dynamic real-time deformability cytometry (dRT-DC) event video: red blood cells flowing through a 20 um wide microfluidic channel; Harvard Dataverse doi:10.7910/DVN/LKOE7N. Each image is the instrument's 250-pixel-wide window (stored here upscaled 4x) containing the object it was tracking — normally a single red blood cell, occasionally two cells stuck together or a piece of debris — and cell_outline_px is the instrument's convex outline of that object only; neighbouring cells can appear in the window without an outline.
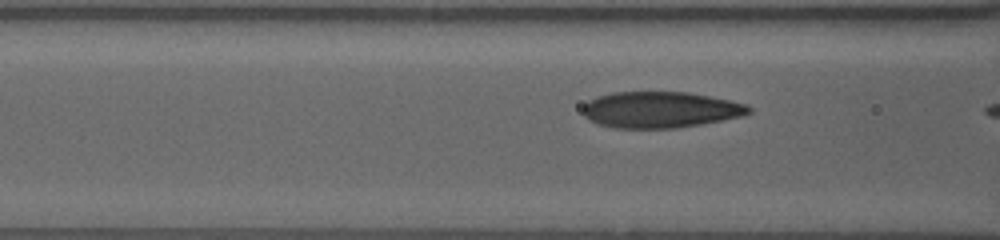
{"species": "human", "species_latin": "Homo sapiens", "temperature_condition": "warm", "stored_images_in_passage": 10, "camera_frame_rate_fps": 3000, "um_per_image_px": 0.085, "donor": {"sex": "female"}, "frame": {"image": 1, "passage_image": 9, "time_ms": 4.0, "image_size_px": [1000, 240], "cell_outline_px": [[752, 112], [740, 116], [700, 124], [676, 128], [616, 128], [596, 124], [588, 120], [584, 116], [584, 104], [588, 100], [596, 96], [612, 92], [688, 92], [748, 104], [752, 108]], "centroid_in_image_um": [56.09, 9.32], "position_along_channel_um": 110.5, "area_um2": 35.03}}